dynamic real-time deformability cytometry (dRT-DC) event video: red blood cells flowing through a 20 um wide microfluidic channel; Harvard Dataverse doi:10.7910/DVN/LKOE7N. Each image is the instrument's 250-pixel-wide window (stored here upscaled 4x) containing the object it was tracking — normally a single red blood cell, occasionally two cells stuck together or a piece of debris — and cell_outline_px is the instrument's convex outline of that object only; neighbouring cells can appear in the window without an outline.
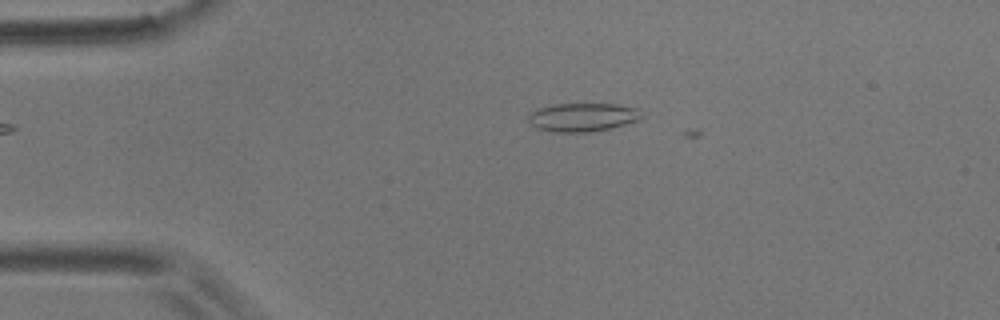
{"species": "common noctule bat (a hibernating species)", "species_latin": "Nyctalus noctula", "temperature_condition": "room temperature", "stored_images_in_passage": 3, "camera_frame_rate_fps": 3000, "um_per_image_px": 0.085, "animal": {"sex": "male", "body_mass_g": 17.9}, "frame": {"image": 1, "passage_image": 2, "time_ms": 0.333, "image_size_px": [1000, 320], "cell_outline_px": [[644, 116], [636, 120], [612, 128], [588, 132], [556, 132], [536, 128], [528, 124], [528, 116], [532, 112], [540, 108], [552, 104], [616, 104], [640, 108]], "centroid_in_image_um": [49.53, 9.96], "position_along_channel_um": 35.5, "area_um2": 18.9}}